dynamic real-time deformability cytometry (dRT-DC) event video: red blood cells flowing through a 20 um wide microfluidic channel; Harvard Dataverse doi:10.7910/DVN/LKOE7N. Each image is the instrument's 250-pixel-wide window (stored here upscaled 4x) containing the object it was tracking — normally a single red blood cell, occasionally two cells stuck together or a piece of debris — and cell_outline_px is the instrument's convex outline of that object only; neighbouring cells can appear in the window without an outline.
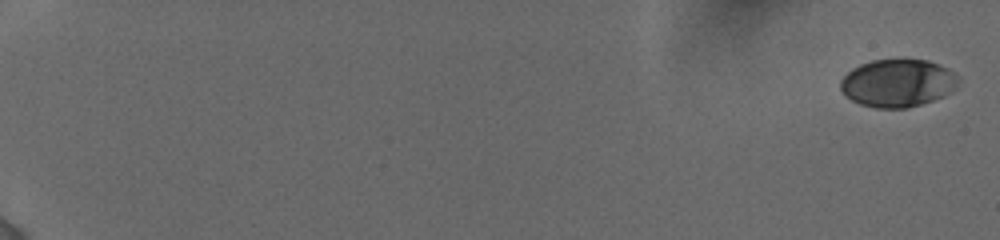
{"species": "human", "species_latin": "Homo sapiens", "temperature_condition": "cold", "stored_images_in_passage": 17, "camera_frame_rate_fps": 3000, "um_per_image_px": 0.085, "donor": {"sex": "female"}, "frame": {"image": 1, "passage_image": 1, "time_ms": 0.0, "image_size_px": [1000, 240], "cell_outline_px": [[960, 80], [944, 96], [920, 104], [904, 108], [876, 108], [860, 104], [844, 96], [840, 88], [840, 80], [852, 68], [860, 64], [872, 60], [928, 60], [948, 68], [960, 76]], "centroid_in_image_um": [76.28, 7.06], "position_along_channel_um": 8.7, "area_um2": 32.71}}
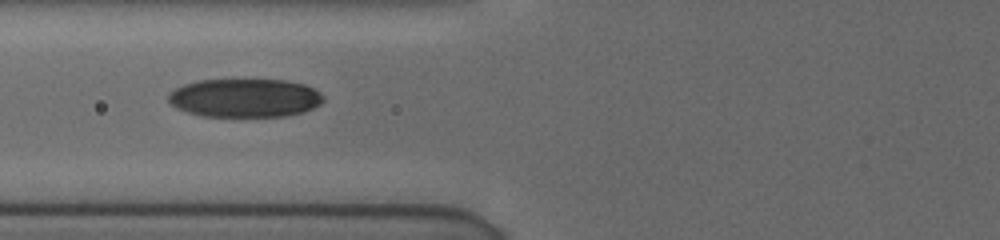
{"frame": {"image": 2, "passage_image": 12, "time_ms": 8.333, "image_size_px": [1000, 240], "cell_outline_px": [[324, 100], [320, 104], [304, 112], [288, 116], [200, 116], [176, 108], [168, 100], [168, 96], [176, 88], [184, 84], [196, 80], [284, 80], [304, 84], [320, 92], [324, 96]], "centroid_in_image_um": [20.83, 8.33], "position_along_channel_um": 105.0, "area_um2": 34.8}}
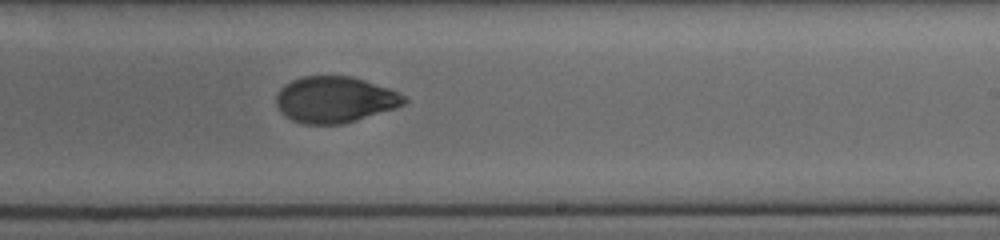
{"frame": {"image": 3, "passage_image": 17, "time_ms": 12.333, "image_size_px": [1000, 240], "cell_outline_px": [[408, 100], [404, 104], [396, 108], [344, 124], [304, 124], [292, 120], [284, 116], [280, 112], [276, 104], [276, 96], [280, 88], [292, 80], [304, 76], [352, 76], [392, 88], [400, 92]], "centroid_in_image_um": [28.48, 8.46], "position_along_channel_um": 260.5, "area_um2": 34.8}}